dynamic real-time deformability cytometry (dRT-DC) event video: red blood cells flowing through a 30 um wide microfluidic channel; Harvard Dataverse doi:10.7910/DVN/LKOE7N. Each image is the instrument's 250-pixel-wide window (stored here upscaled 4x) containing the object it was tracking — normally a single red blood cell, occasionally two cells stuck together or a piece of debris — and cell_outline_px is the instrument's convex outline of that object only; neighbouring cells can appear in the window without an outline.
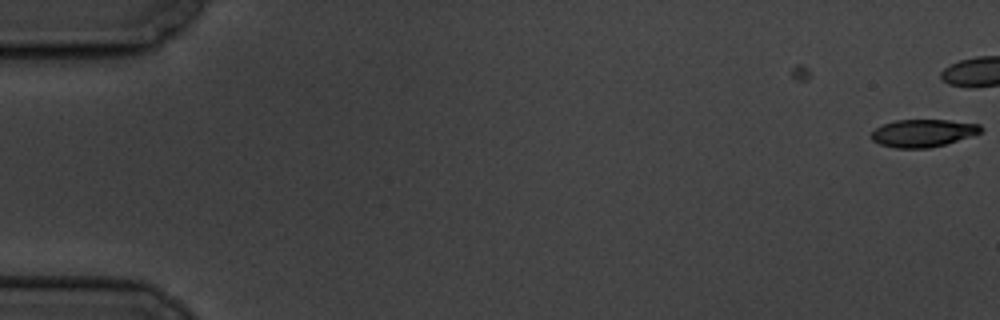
{"species": "common noctule bat (a hibernating species)", "species_latin": "Nyctalus noctula", "temperature_condition": "cold", "stored_images_in_passage": 2, "camera_frame_rate_fps": 3000, "um_per_image_px": 0.085, "animal": {"sex": "male", "body_mass_g": 19.5, "forearm_length_mm": 54.6}, "frame": {"image": 1, "passage_image": 2, "time_ms": 1.333, "image_size_px": [1000, 320], "cell_outline_px": [[984, 128], [980, 132], [972, 136], [944, 144], [928, 148], [896, 148], [880, 144], [872, 140], [872, 132], [876, 128], [884, 124], [896, 120], [948, 120], [980, 124]], "centroid_in_image_um": [78.48, 11.31], "position_along_channel_um": 6.5, "area_um2": 17.46}}